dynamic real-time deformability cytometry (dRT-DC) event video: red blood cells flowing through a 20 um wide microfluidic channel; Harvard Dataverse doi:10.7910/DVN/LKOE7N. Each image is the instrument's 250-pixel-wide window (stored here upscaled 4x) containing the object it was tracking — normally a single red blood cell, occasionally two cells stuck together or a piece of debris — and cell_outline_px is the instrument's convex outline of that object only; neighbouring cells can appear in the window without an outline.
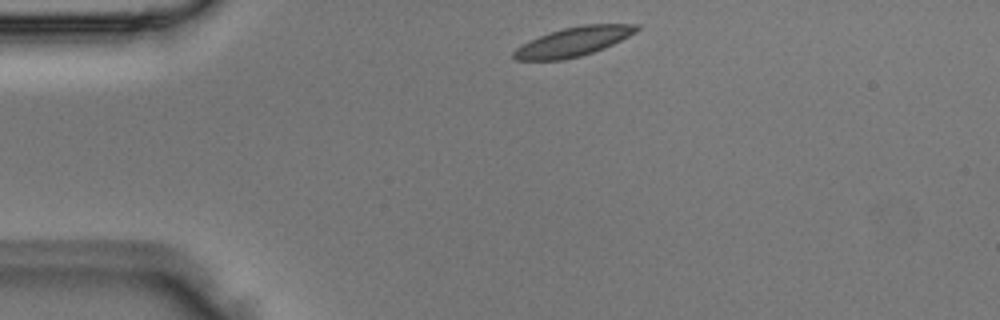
{"species": "Egyptian fruit bat (a non-hibernating species)", "species_latin": "Rousettus aegyptiacus", "temperature_condition": "room temperature", "stored_images_in_passage": 3, "camera_frame_rate_fps": 3000, "um_per_image_px": 0.085, "animal": {"sex": "male"}, "frame": {"image": 1, "passage_image": 1, "time_ms": 0.0, "image_size_px": [1000, 320], "cell_outline_px": [[640, 28], [636, 32], [604, 48], [580, 56], [564, 60], [516, 60], [512, 56], [512, 52], [516, 48], [540, 36], [564, 28], [584, 24], [640, 24]], "centroid_in_image_um": [48.75, 3.54], "position_along_channel_um": 36.2, "area_um2": 20.58}}